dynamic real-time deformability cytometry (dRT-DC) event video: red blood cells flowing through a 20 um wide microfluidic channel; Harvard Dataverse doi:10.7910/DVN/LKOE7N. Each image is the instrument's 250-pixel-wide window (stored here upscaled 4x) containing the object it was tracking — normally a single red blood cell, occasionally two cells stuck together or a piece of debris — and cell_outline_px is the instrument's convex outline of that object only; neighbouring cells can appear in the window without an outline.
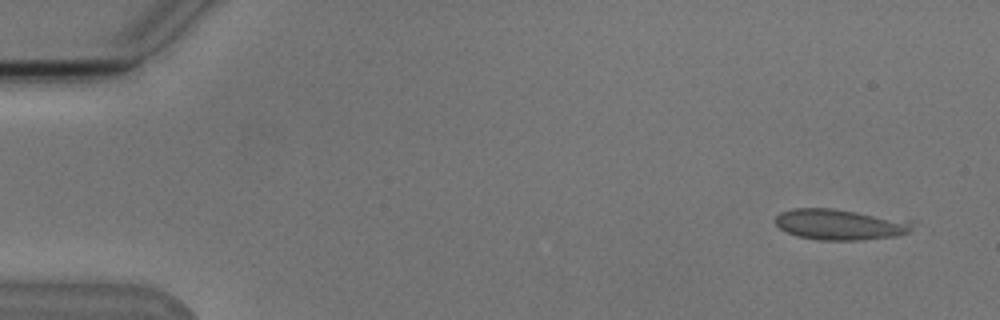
{"species": "Egyptian fruit bat (a non-hibernating species)", "species_latin": "Rousettus aegyptiacus", "temperature_condition": "cold", "stored_images_in_passage": 6, "camera_frame_rate_fps": 3000, "um_per_image_px": 0.085, "animal": {"sex": "male"}, "frame": {"image": 1, "passage_image": 1, "time_ms": 0.0, "image_size_px": [1000, 320], "cell_outline_px": [[912, 228], [908, 232], [896, 236], [864, 240], [820, 240], [796, 236], [780, 228], [776, 224], [776, 216], [780, 212], [792, 208], [832, 208], [912, 220]], "centroid_in_image_um": [71.41, 19.08], "position_along_channel_um": 13.6, "area_um2": 24.68}}